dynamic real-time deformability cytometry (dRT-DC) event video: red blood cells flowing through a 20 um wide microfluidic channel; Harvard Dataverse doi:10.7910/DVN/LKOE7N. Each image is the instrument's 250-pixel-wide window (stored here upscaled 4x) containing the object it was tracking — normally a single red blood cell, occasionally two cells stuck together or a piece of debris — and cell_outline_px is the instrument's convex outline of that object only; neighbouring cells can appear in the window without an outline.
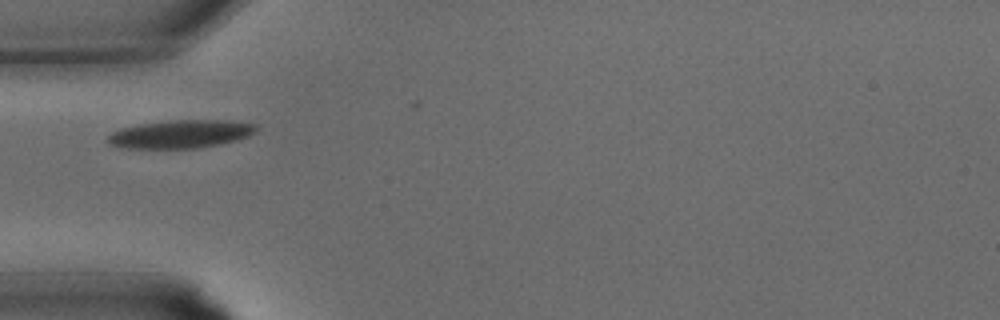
{"species": "common noctule bat (a hibernating species)", "species_latin": "Nyctalus noctula", "temperature_condition": "warm", "stored_images_in_passage": 4, "camera_frame_rate_fps": 3000, "um_per_image_px": 0.085, "animal": {"sex": "male", "body_mass_g": 15.6}, "frame": {"image": 1, "passage_image": 1, "time_ms": 0.0, "image_size_px": [1000, 320], "cell_outline_px": [[260, 124], [256, 132], [248, 136], [236, 140], [220, 144], [196, 148], [124, 148], [108, 144], [108, 136], [112, 132], [120, 128], [140, 124], [168, 120], [224, 120]], "centroid_in_image_um": [15.38, 11.39], "position_along_channel_um": 69.6, "area_um2": 24.45}}
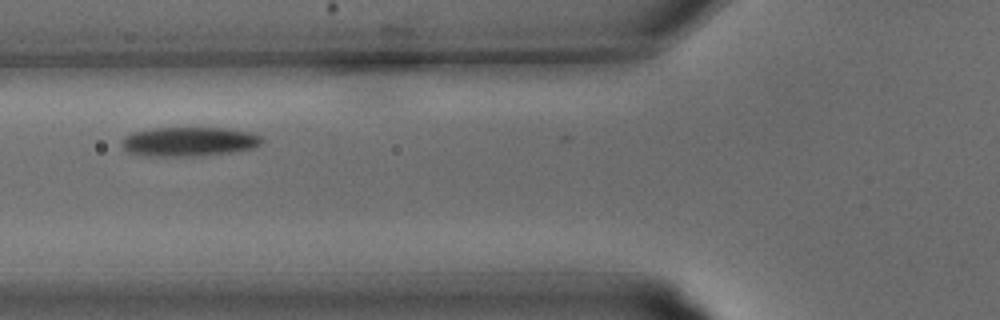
{"frame": {"image": 2, "passage_image": 3, "time_ms": 0.667, "image_size_px": [1000, 320], "cell_outline_px": [[264, 140], [256, 148], [236, 152], [192, 156], [144, 156], [128, 152], [120, 144], [124, 136], [132, 132], [156, 128], [224, 128], [248, 132], [260, 136]], "centroid_in_image_um": [16.06, 12.05], "position_along_channel_um": 109.7, "area_um2": 24.04}}